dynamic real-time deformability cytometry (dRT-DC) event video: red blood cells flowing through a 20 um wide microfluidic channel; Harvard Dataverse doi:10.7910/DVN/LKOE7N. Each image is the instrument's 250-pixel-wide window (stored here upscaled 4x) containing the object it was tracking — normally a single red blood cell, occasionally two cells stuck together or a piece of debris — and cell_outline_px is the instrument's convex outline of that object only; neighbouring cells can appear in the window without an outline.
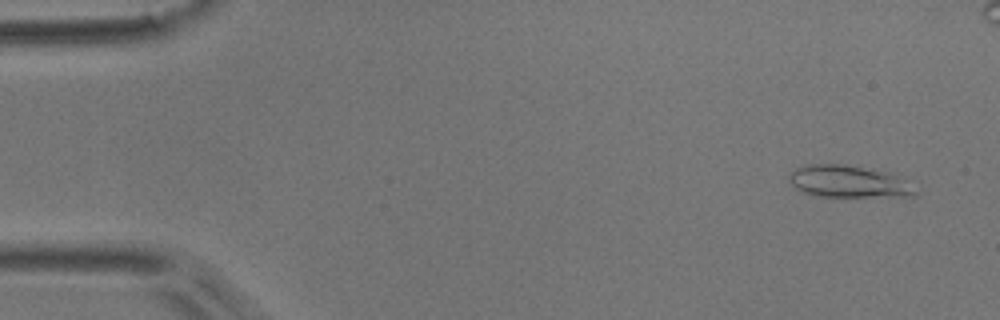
{"species": "common noctule bat (a hibernating species)", "species_latin": "Nyctalus noctula", "temperature_condition": "room temperature", "stored_images_in_passage": 5, "camera_frame_rate_fps": 3000, "um_per_image_px": 0.085, "animal": {"sex": "male", "body_mass_g": 17.9}, "frame": {"image": 1, "passage_image": 1, "time_ms": 0.0, "image_size_px": [1000, 320], "cell_outline_px": [[916, 196], [816, 196], [792, 188], [788, 180], [788, 176], [796, 168], [804, 164], [844, 164], [896, 172], [916, 192]], "centroid_in_image_um": [72.09, 15.41], "position_along_channel_um": 12.9, "area_um2": 23.87}}